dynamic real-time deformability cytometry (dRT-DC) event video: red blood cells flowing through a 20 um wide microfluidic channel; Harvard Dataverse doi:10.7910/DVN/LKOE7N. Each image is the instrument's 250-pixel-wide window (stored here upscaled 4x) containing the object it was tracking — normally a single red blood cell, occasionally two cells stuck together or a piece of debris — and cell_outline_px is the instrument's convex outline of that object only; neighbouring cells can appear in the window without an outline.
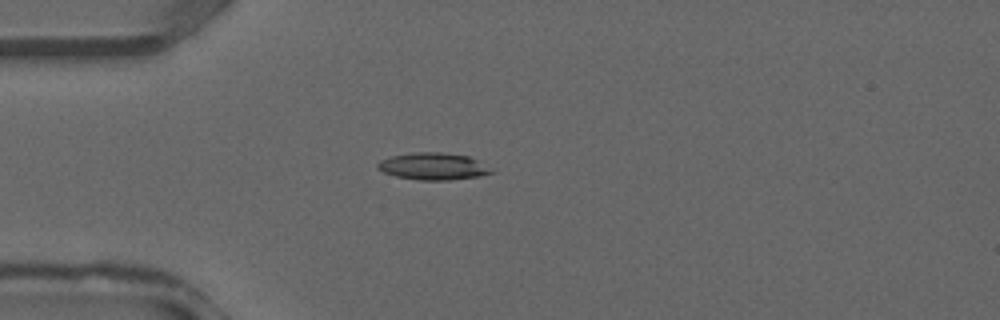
{"species": "common noctule bat (a hibernating species)", "species_latin": "Nyctalus noctula", "temperature_condition": "warm", "stored_images_in_passage": 35, "camera_frame_rate_fps": 3000, "um_per_image_px": 0.085, "animal": {"sex": "male", "forearm_length_mm": 52.5}, "frame": {"image": 1, "passage_image": 9, "time_ms": 2.667, "image_size_px": [1000, 320], "cell_outline_px": [[496, 172], [480, 176], [448, 180], [420, 180], [396, 176], [384, 172], [376, 168], [376, 164], [380, 160], [392, 156], [416, 152], [444, 152], [468, 156], [496, 168]], "centroid_in_image_um": [36.89, 14.14], "position_along_channel_um": 48.1, "area_um2": 18.15}}
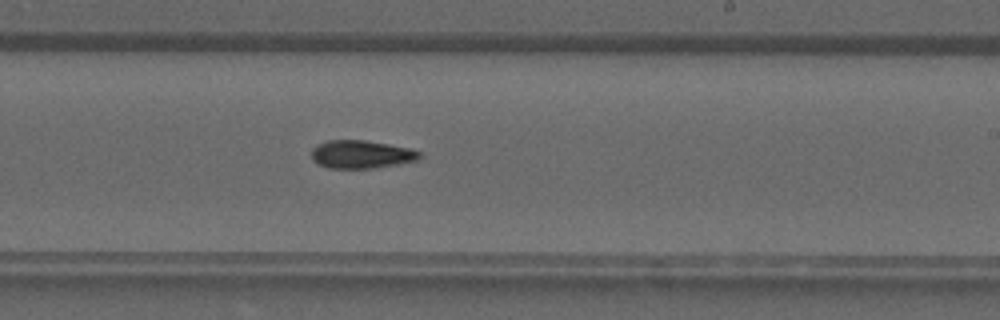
{"frame": {"image": 2, "passage_image": 21, "time_ms": 6.667, "image_size_px": [1000, 320], "cell_outline_px": [[424, 156], [420, 160], [372, 168], [328, 168], [316, 164], [312, 160], [312, 148], [316, 144], [328, 140], [364, 140], [388, 144], [408, 148], [420, 152]], "centroid_in_image_um": [30.69, 13.12], "position_along_channel_um": 258.3, "area_um2": 17.8}}
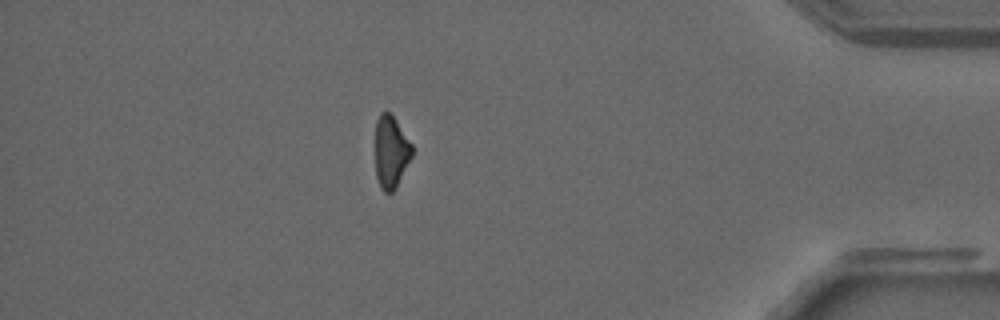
{"frame": {"image": 3, "passage_image": 31, "time_ms": 10.0, "image_size_px": [1000, 320], "cell_outline_px": [[412, 156], [396, 188], [392, 192], [384, 192], [380, 188], [376, 176], [376, 120], [380, 112], [388, 112], [396, 120], [412, 144]], "centroid_in_image_um": [33.23, 12.92], "position_along_channel_um": 402.0, "area_um2": 15.43}}